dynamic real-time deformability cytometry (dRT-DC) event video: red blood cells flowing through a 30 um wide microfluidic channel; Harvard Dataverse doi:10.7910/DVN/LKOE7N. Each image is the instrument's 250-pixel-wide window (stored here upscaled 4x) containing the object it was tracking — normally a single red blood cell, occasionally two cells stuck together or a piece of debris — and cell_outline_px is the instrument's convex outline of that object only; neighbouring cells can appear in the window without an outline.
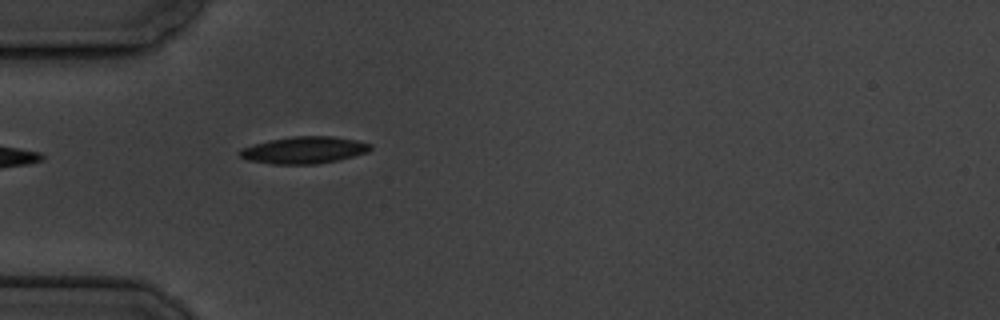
{"species": "common noctule bat (a hibernating species)", "species_latin": "Nyctalus noctula", "temperature_condition": "cold", "stored_images_in_passage": 2, "camera_frame_rate_fps": 3000, "um_per_image_px": 0.085, "animal": {"sex": "male", "body_mass_g": 19.5, "forearm_length_mm": 54.6}, "frame": {"image": 1, "passage_image": 2, "time_ms": 1.0, "image_size_px": [1000, 320], "cell_outline_px": [[372, 148], [368, 152], [340, 160], [316, 164], [272, 164], [248, 160], [240, 156], [240, 148], [252, 144], [268, 140], [292, 136], [332, 136], [356, 140], [372, 144]], "centroid_in_image_um": [25.86, 12.75], "position_along_channel_um": 59.1, "area_um2": 20.69}}